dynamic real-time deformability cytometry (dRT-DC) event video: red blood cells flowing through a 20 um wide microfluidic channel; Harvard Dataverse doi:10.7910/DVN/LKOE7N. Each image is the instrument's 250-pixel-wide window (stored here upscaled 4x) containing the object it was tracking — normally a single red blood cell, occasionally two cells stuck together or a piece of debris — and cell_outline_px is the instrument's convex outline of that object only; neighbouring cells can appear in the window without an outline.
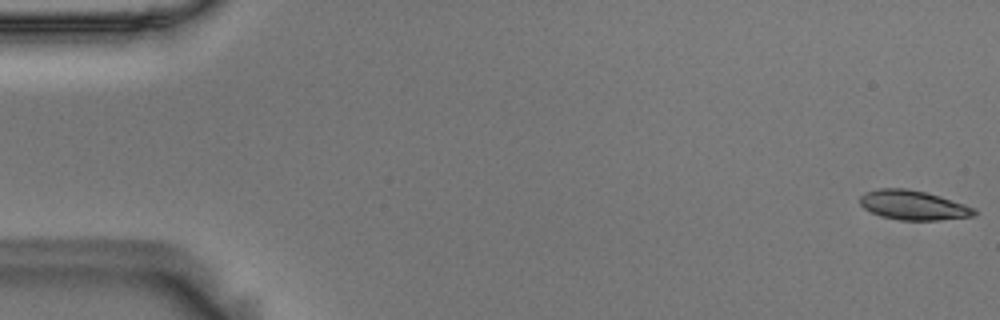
{"species": "Egyptian fruit bat (a non-hibernating species)", "species_latin": "Rousettus aegyptiacus", "temperature_condition": "room temperature", "stored_images_in_passage": 55, "camera_frame_rate_fps": 3000, "um_per_image_px": 0.085, "animal": {"sex": "male"}, "frame": {"image": 1, "passage_image": 1, "time_ms": 0.0, "image_size_px": [1000, 320], "cell_outline_px": [[976, 216], [940, 220], [900, 220], [884, 216], [872, 212], [864, 208], [860, 204], [860, 196], [864, 192], [876, 188], [908, 188], [940, 196], [976, 208]], "centroid_in_image_um": [77.63, 17.43], "position_along_channel_um": 7.4, "area_um2": 19.65}}
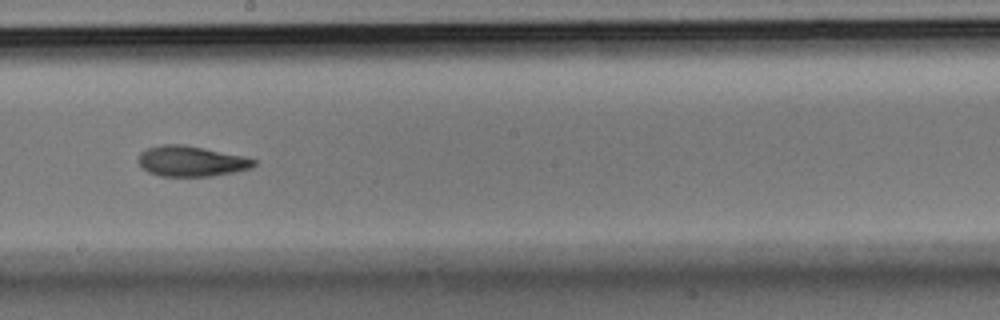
{"frame": {"image": 2, "passage_image": 31, "time_ms": 10.0, "image_size_px": [1000, 320], "cell_outline_px": [[256, 164], [252, 168], [236, 172], [212, 176], [160, 176], [148, 172], [140, 164], [140, 152], [148, 148], [160, 144], [184, 144], [244, 156], [256, 160]], "centroid_in_image_um": [16.29, 13.7], "position_along_channel_um": 231.9, "area_um2": 20.52}}
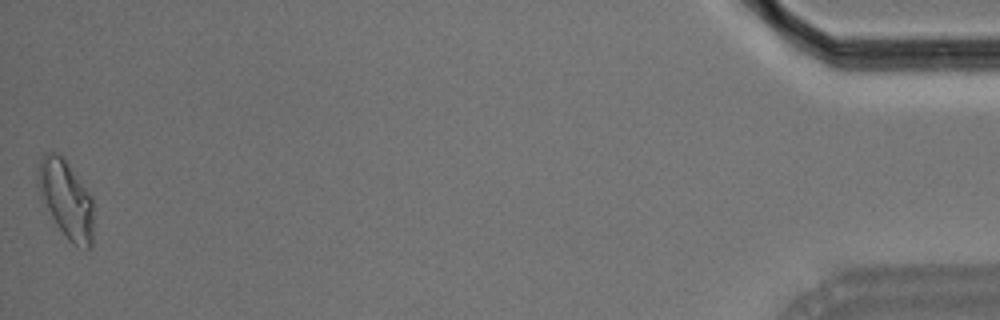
{"frame": {"image": 3, "passage_image": 55, "time_ms": 18.0, "image_size_px": [1000, 320], "cell_outline_px": [[92, 248], [88, 248], [72, 244], [68, 240], [56, 224], [40, 200], [36, 184], [36, 180], [40, 160], [44, 152], [56, 152], [64, 160], [92, 196]], "centroid_in_image_um": [5.57, 16.94], "position_along_channel_um": 429.6, "area_um2": 25.14}, "authors_computed_cell_mechanics": {"area_um2": 20.5768, "velocity_mm_per_s": 3.6472, "shape_relaxation_time_tau1_ms": 7.9592, "shape_relaxation_time_tau2_ms": 3.9267, "deformation_change_tau1": 0.1889, "deformation_change_tau2": 0.1059}}